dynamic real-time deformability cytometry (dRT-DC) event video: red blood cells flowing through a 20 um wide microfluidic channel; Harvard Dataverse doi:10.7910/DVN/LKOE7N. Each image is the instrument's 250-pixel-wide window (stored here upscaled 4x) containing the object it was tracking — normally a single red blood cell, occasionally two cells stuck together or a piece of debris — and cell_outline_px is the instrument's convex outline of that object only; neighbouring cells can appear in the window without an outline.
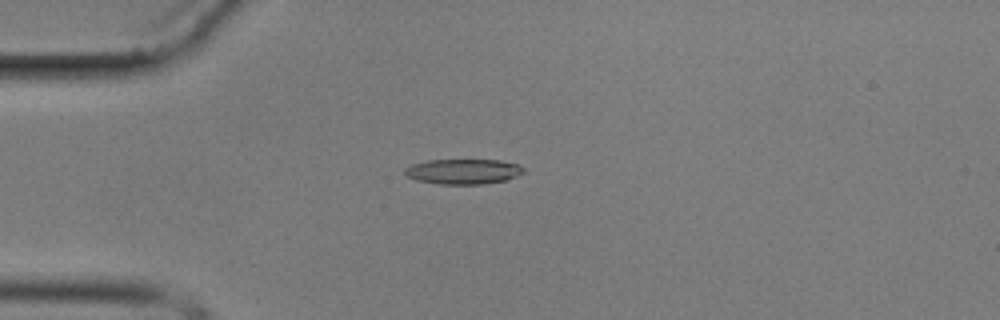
{"species": "common noctule bat (a hibernating species)", "species_latin": "Nyctalus noctula", "temperature_condition": "cold", "stored_images_in_passage": 4, "camera_frame_rate_fps": 3000, "um_per_image_px": 0.085, "animal": {"sex": "male", "body_mass_g": 17.9}, "frame": {"image": 1, "passage_image": 4, "time_ms": 3.667, "image_size_px": [1000, 320], "cell_outline_px": [[524, 172], [516, 176], [504, 180], [484, 184], [440, 184], [416, 180], [408, 176], [404, 172], [404, 168], [412, 164], [428, 160], [500, 160], [516, 164], [524, 168]], "centroid_in_image_um": [39.35, 14.57], "position_along_channel_um": 45.6, "area_um2": 17.28}}